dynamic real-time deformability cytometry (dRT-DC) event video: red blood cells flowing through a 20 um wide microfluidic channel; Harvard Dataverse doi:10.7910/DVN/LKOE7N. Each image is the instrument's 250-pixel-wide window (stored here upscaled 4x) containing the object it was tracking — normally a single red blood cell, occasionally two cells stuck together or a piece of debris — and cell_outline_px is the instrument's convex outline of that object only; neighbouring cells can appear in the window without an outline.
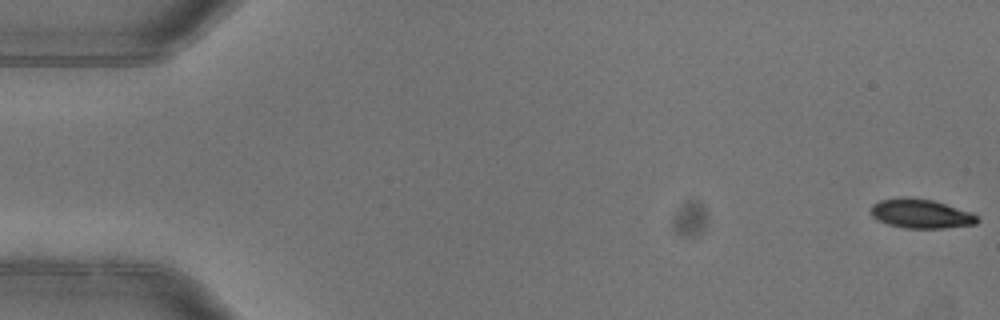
{"species": "common noctule bat (a hibernating species)", "species_latin": "Nyctalus noctula", "temperature_condition": "warm", "stored_images_in_passage": 5, "camera_frame_rate_fps": 3000, "um_per_image_px": 0.085, "animal": {"sex": "female"}, "frame": {"image": 1, "passage_image": 1, "time_ms": 0.0, "image_size_px": [1000, 320], "cell_outline_px": [[980, 220], [976, 224], [944, 228], [904, 228], [888, 224], [872, 216], [872, 204], [880, 200], [932, 200], [972, 212]], "centroid_in_image_um": [78.35, 18.21], "position_along_channel_um": 6.6, "area_um2": 17.28}}
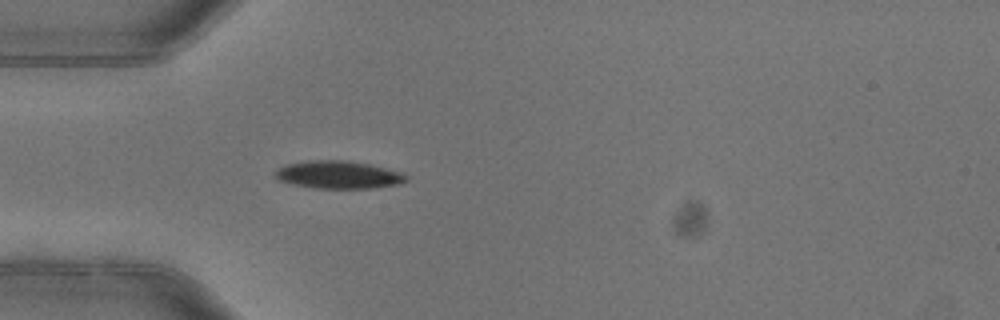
{"frame": {"image": 2, "passage_image": 5, "time_ms": 1.333, "image_size_px": [1000, 320], "cell_outline_px": [[408, 180], [400, 184], [372, 188], [312, 188], [292, 184], [280, 180], [276, 176], [276, 172], [284, 164], [308, 160], [344, 160], [372, 164], [404, 172], [408, 176]], "centroid_in_image_um": [28.84, 14.85], "position_along_channel_um": 56.2, "area_um2": 21.39}}